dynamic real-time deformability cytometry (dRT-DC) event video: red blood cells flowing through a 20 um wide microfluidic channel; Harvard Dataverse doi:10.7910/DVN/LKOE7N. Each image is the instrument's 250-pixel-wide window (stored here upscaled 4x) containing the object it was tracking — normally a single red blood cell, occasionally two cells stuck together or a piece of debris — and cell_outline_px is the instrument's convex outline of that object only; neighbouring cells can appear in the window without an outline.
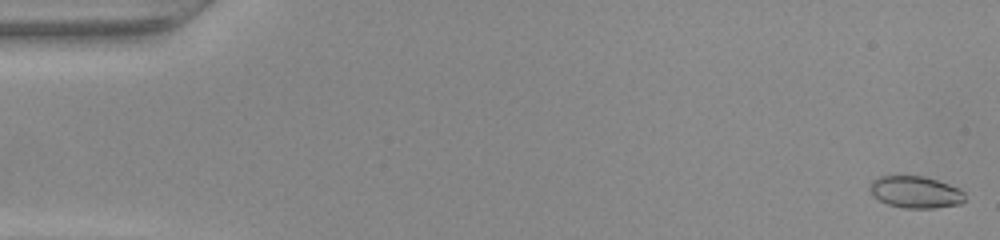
{"species": "common noctule bat (a hibernating species)", "species_latin": "Nyctalus noctula", "temperature_condition": "warm", "stored_images_in_passage": 49, "camera_frame_rate_fps": 3000, "um_per_image_px": 0.085, "animal": {"sex": "female", "body_mass_g": 22.0, "forearm_length_mm": 56.7}, "frame": {"image": 1, "passage_image": 1, "time_ms": 0.0, "image_size_px": [1000, 240], "cell_outline_px": [[964, 200], [960, 204], [932, 208], [904, 208], [888, 204], [872, 196], [868, 188], [872, 180], [880, 176], [924, 176], [960, 188], [964, 192]], "centroid_in_image_um": [77.79, 16.32], "position_along_channel_um": 7.2, "area_um2": 17.69}}
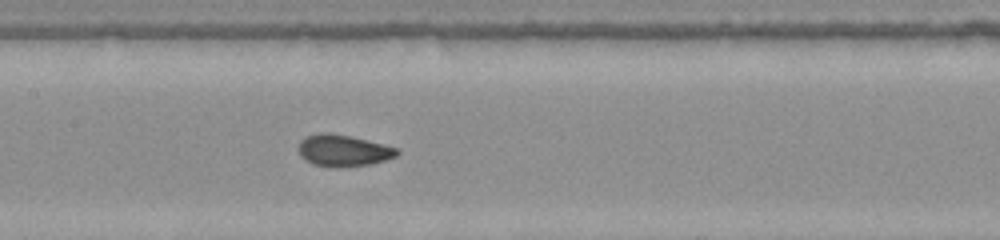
{"frame": {"image": 2, "passage_image": 24, "time_ms": 7.667, "image_size_px": [1000, 240], "cell_outline_px": [[400, 152], [396, 156], [372, 164], [340, 168], [336, 168], [312, 164], [304, 160], [300, 156], [300, 140], [304, 136], [324, 132], [328, 132], [352, 136], [384, 144], [396, 148]], "centroid_in_image_um": [29.17, 12.8], "position_along_channel_um": 178.2, "area_um2": 18.38}}
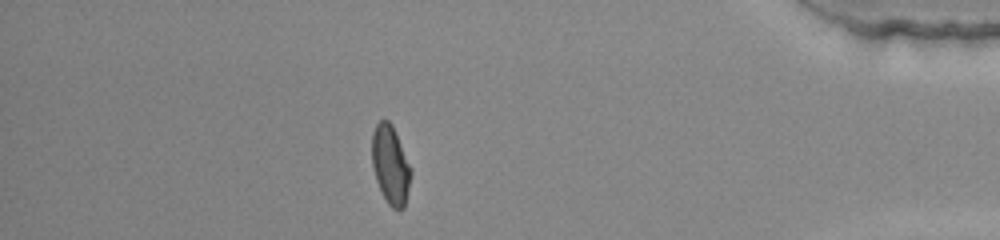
{"frame": {"image": 3, "passage_image": 43, "time_ms": 14.0, "image_size_px": [1000, 240], "cell_outline_px": [[412, 172], [404, 208], [392, 208], [388, 204], [376, 180], [372, 168], [372, 132], [376, 124], [380, 120], [388, 120], [392, 124], [396, 132], [412, 168]], "centroid_in_image_um": [33.19, 13.98], "position_along_channel_um": 402.0, "area_um2": 17.92}}